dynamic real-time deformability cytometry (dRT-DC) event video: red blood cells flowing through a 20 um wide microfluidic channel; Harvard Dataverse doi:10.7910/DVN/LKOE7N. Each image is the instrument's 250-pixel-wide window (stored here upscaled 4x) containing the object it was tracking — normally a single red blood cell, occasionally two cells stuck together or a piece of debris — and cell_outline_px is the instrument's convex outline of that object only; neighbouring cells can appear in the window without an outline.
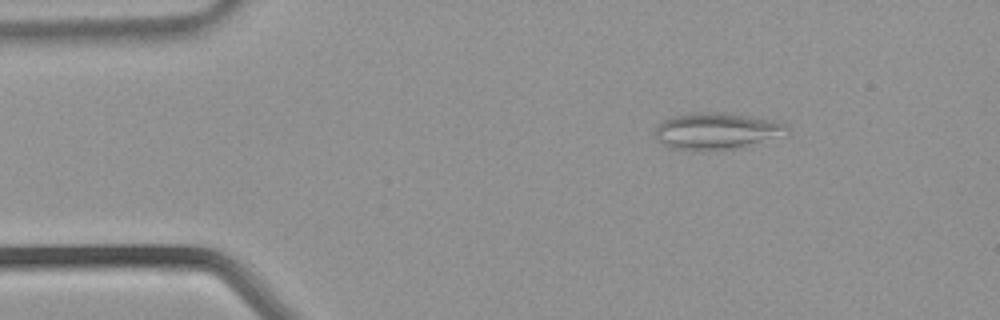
{"species": "common noctule bat (a hibernating species)", "species_latin": "Nyctalus noctula", "temperature_condition": "warm", "stored_images_in_passage": 37, "camera_frame_rate_fps": 3000, "um_per_image_px": 0.085, "animal": {"sex": "male", "body_mass_g": 21.5, "forearm_length_mm": 52.0}, "frame": {"image": 1, "passage_image": 5, "time_ms": 1.333, "image_size_px": [1000, 320], "cell_outline_px": [[788, 132], [744, 144], [728, 148], [676, 148], [664, 144], [656, 140], [656, 128], [664, 120], [672, 116], [688, 112], [724, 112], [776, 120], [788, 124]], "centroid_in_image_um": [60.86, 11.05], "position_along_channel_um": 24.1, "area_um2": 26.76}}
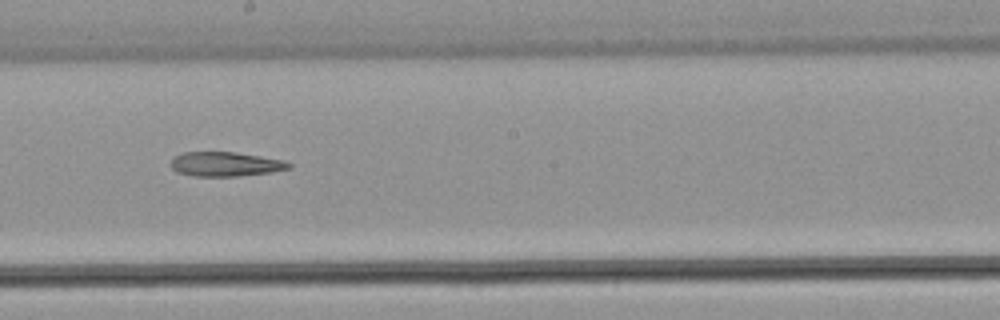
{"frame": {"image": 2, "passage_image": 20, "time_ms": 6.333, "image_size_px": [1000, 320], "cell_outline_px": [[292, 164], [288, 168], [272, 172], [240, 176], [196, 176], [176, 172], [172, 168], [172, 156], [184, 152], [236, 152], [284, 160]], "centroid_in_image_um": [19.15, 13.95], "position_along_channel_um": 229.1, "area_um2": 16.76}}
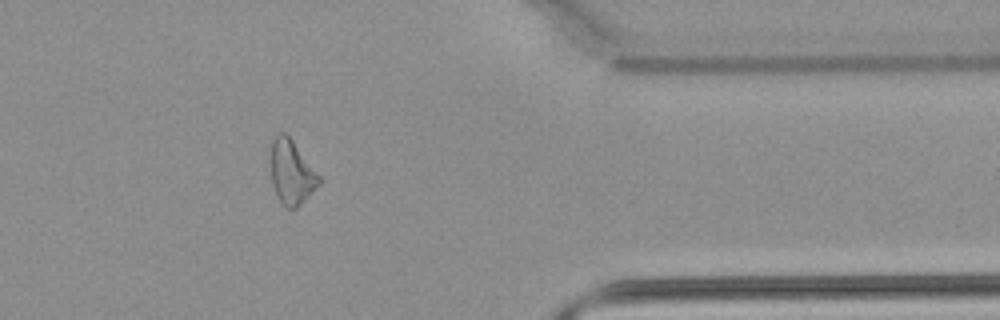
{"frame": {"image": 3, "passage_image": 30, "time_ms": 9.667, "image_size_px": [1000, 320], "cell_outline_px": [[320, 184], [296, 208], [288, 208], [276, 196], [272, 184], [272, 140], [280, 132], [284, 132], [292, 140], [320, 176]], "centroid_in_image_um": [24.79, 14.65], "position_along_channel_um": 386.6, "area_um2": 17.51}}